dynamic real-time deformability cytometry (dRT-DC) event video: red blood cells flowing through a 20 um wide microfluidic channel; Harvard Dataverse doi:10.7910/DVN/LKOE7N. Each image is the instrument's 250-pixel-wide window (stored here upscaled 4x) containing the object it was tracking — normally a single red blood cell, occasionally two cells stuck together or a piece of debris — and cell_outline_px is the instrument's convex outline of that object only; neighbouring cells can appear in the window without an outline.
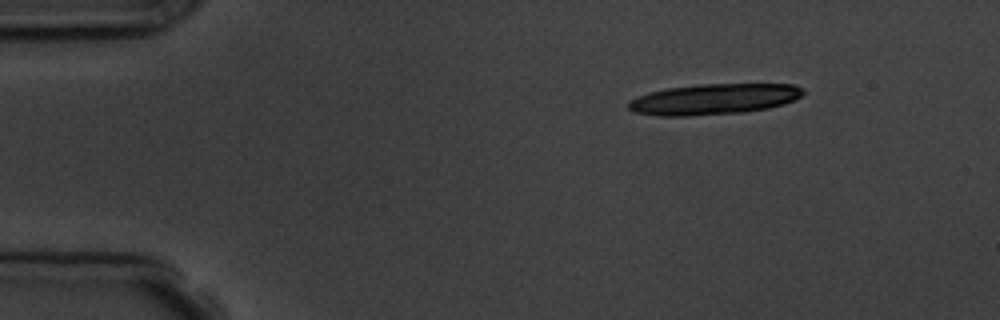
{"species": "common noctule bat (a hibernating species)", "species_latin": "Nyctalus noctula", "temperature_condition": "room temperature", "stored_images_in_passage": 8, "camera_frame_rate_fps": 3000, "um_per_image_px": 0.085, "animal": {"sex": "male", "body_mass_g": 19.5, "forearm_length_mm": 54.6}, "frame": {"image": 1, "passage_image": 1, "time_ms": 0.0, "image_size_px": [1000, 320], "cell_outline_px": [[804, 92], [796, 100], [784, 104], [768, 108], [744, 112], [688, 116], [660, 116], [636, 112], [628, 108], [628, 104], [632, 100], [648, 92], [668, 88], [700, 84], [792, 84], [804, 88]], "centroid_in_image_um": [60.73, 8.43], "position_along_channel_um": 24.3, "area_um2": 31.21}}
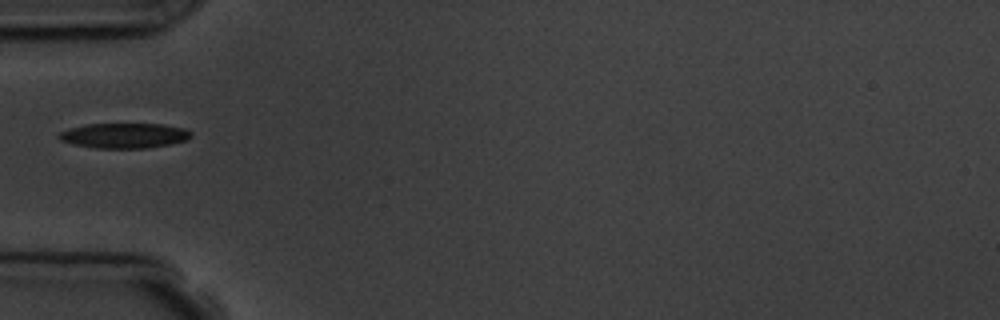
{"frame": {"image": 2, "passage_image": 4, "time_ms": 3.667, "image_size_px": [1000, 320], "cell_outline_px": [[192, 136], [188, 140], [172, 144], [148, 148], [96, 148], [72, 144], [60, 140], [56, 136], [60, 132], [68, 128], [88, 124], [160, 124], [184, 128], [192, 132]], "centroid_in_image_um": [10.57, 11.53], "position_along_channel_um": 74.4, "area_um2": 19.48}}